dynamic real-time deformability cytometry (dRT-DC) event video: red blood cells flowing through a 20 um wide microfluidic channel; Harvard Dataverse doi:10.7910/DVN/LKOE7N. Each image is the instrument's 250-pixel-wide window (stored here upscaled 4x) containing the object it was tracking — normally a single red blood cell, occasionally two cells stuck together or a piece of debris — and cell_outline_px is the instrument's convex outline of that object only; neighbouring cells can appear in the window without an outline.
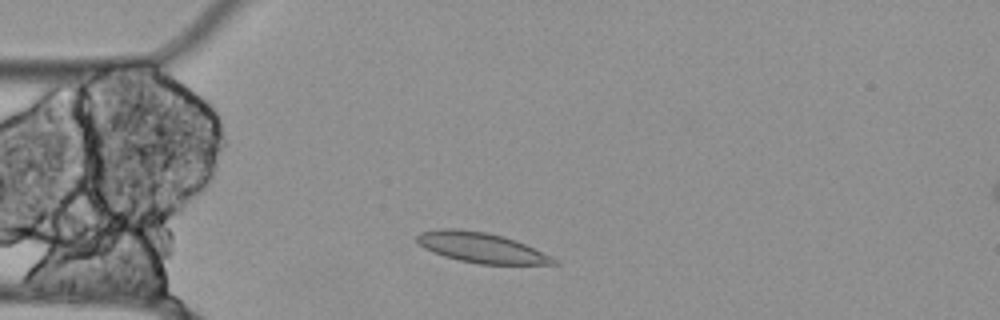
{"species": "Egyptian fruit bat (a non-hibernating species)", "species_latin": "Rousettus aegyptiacus", "temperature_condition": "cold", "stored_images_in_passage": 48, "camera_frame_rate_fps": 3000, "um_per_image_px": 0.085, "animal": {"sex": "female"}, "frame": {"image": 1, "passage_image": 6, "time_ms": 1.667, "image_size_px": [1000, 320], "cell_outline_px": [[560, 264], [480, 264], [460, 260], [444, 256], [424, 248], [416, 240], [416, 236], [420, 232], [436, 228], [456, 228], [484, 232], [504, 236], [524, 244], [552, 256]], "centroid_in_image_um": [40.88, 21.04], "position_along_channel_um": 44.1, "area_um2": 23.87}}
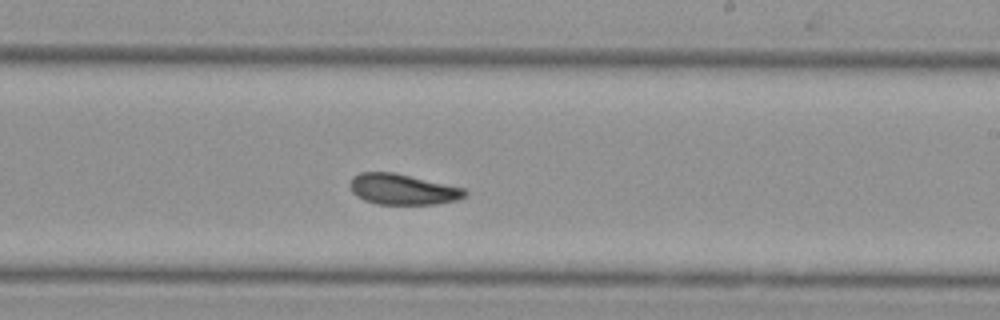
{"frame": {"image": 2, "passage_image": 25, "time_ms": 8.0, "image_size_px": [1000, 320], "cell_outline_px": [[468, 196], [456, 200], [436, 204], [376, 204], [364, 200], [356, 196], [352, 192], [348, 184], [352, 176], [360, 172], [396, 172], [464, 188], [468, 192]], "centroid_in_image_um": [34.21, 16.08], "position_along_channel_um": 254.8, "area_um2": 20.87}}
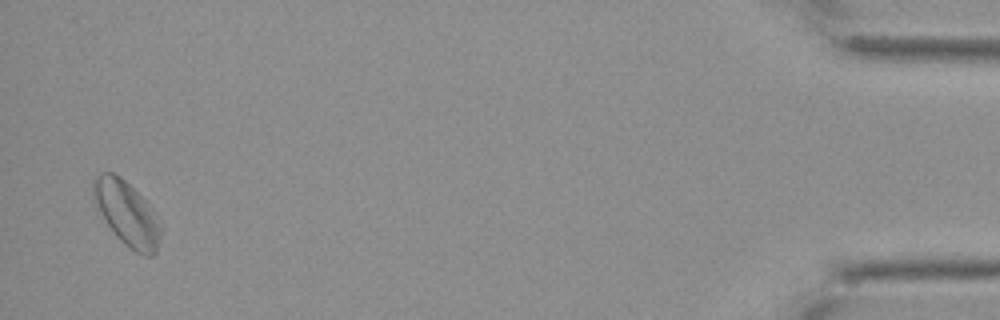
{"frame": {"image": 3, "passage_image": 47, "time_ms": 15.333, "image_size_px": [1000, 320], "cell_outline_px": [[160, 240], [156, 252], [152, 256], [144, 256], [136, 252], [124, 244], [116, 236], [104, 220], [100, 212], [92, 192], [92, 176], [100, 172], [112, 172], [120, 176], [144, 200], [160, 228]], "centroid_in_image_um": [10.72, 18.14], "position_along_channel_um": 424.5, "area_um2": 24.62}, "authors_computed_cell_mechanics": {"area_um2": 21.6461, "velocity_mm_per_s": 3.4617, "shape_relaxation_time_tau1_ms": null, "shape_relaxation_time_tau2_ms": 4.7421, "deformation_change_tau1": null, "deformation_change_tau2": 0.0886}}